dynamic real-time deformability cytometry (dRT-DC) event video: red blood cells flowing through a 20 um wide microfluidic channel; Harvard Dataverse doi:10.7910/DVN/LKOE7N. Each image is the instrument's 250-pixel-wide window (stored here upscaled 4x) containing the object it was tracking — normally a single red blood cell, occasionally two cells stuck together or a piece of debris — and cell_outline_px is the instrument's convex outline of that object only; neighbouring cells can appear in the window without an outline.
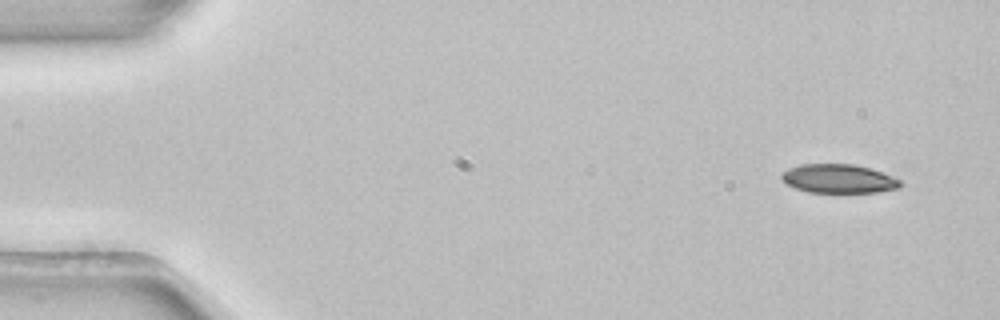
{"species": "common noctule bat (a hibernating species)", "species_latin": "Nyctalus noctula", "temperature_condition": "room temperature", "stored_images_in_passage": 4, "camera_frame_rate_fps": 3000, "um_per_image_px": 0.085, "animal": {"sex": "female", "body_mass_g": 22.7, "forearm_length_mm": 54.2}, "frame": {"image": 1, "passage_image": 1, "time_ms": 0.0, "image_size_px": [1000, 320], "cell_outline_px": [[904, 184], [900, 188], [876, 192], [808, 192], [784, 184], [780, 176], [780, 172], [788, 168], [800, 164], [856, 164], [892, 176], [900, 180]], "centroid_in_image_um": [71.24, 15.18], "position_along_channel_um": 13.8, "area_um2": 20.11}}
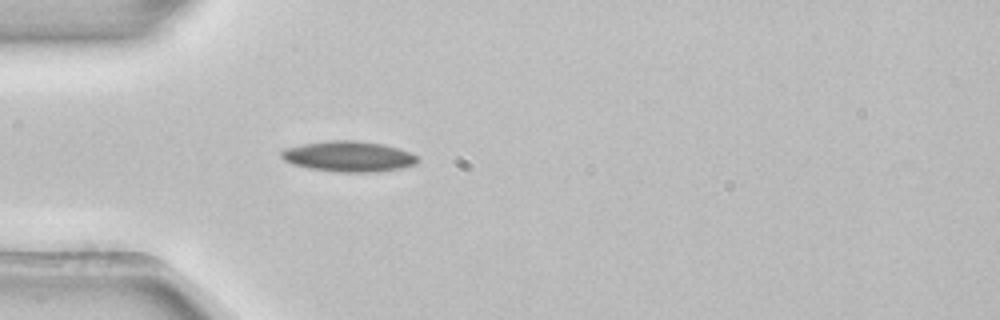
{"frame": {"image": 2, "passage_image": 4, "time_ms": 1.0, "image_size_px": [1000, 320], "cell_outline_px": [[420, 160], [416, 164], [400, 168], [376, 172], [336, 172], [308, 168], [292, 164], [284, 160], [280, 156], [280, 152], [284, 148], [304, 144], [332, 140], [356, 140], [384, 144], [420, 156]], "centroid_in_image_um": [29.63, 13.3], "position_along_channel_um": 55.4, "area_um2": 24.39}}